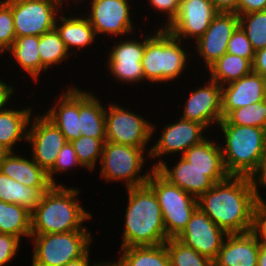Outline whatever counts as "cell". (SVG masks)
Masks as SVG:
<instances>
[{
  "instance_id": "obj_1",
  "label": "cell",
  "mask_w": 266,
  "mask_h": 266,
  "mask_svg": "<svg viewBox=\"0 0 266 266\" xmlns=\"http://www.w3.org/2000/svg\"><path fill=\"white\" fill-rule=\"evenodd\" d=\"M198 207L227 234L254 230L255 192L249 177L229 176L198 199Z\"/></svg>"
},
{
  "instance_id": "obj_6",
  "label": "cell",
  "mask_w": 266,
  "mask_h": 266,
  "mask_svg": "<svg viewBox=\"0 0 266 266\" xmlns=\"http://www.w3.org/2000/svg\"><path fill=\"white\" fill-rule=\"evenodd\" d=\"M34 242L32 266H64L84 256L92 237L87 227L55 234H31Z\"/></svg>"
},
{
  "instance_id": "obj_11",
  "label": "cell",
  "mask_w": 266,
  "mask_h": 266,
  "mask_svg": "<svg viewBox=\"0 0 266 266\" xmlns=\"http://www.w3.org/2000/svg\"><path fill=\"white\" fill-rule=\"evenodd\" d=\"M152 168L170 184L178 186L197 199L211 189L215 183L224 181L230 176L227 170H200L195 168L182 156L172 169L163 160L158 161Z\"/></svg>"
},
{
  "instance_id": "obj_49",
  "label": "cell",
  "mask_w": 266,
  "mask_h": 266,
  "mask_svg": "<svg viewBox=\"0 0 266 266\" xmlns=\"http://www.w3.org/2000/svg\"><path fill=\"white\" fill-rule=\"evenodd\" d=\"M90 251H88L84 256L74 259L72 261H69L66 265L64 266H90L89 261H90V256H89ZM98 263H95L93 266H96Z\"/></svg>"
},
{
  "instance_id": "obj_5",
  "label": "cell",
  "mask_w": 266,
  "mask_h": 266,
  "mask_svg": "<svg viewBox=\"0 0 266 266\" xmlns=\"http://www.w3.org/2000/svg\"><path fill=\"white\" fill-rule=\"evenodd\" d=\"M156 34L145 36V49L142 56L144 80L166 82L179 77L186 67L188 56L181 46L180 39L165 28Z\"/></svg>"
},
{
  "instance_id": "obj_51",
  "label": "cell",
  "mask_w": 266,
  "mask_h": 266,
  "mask_svg": "<svg viewBox=\"0 0 266 266\" xmlns=\"http://www.w3.org/2000/svg\"><path fill=\"white\" fill-rule=\"evenodd\" d=\"M8 153V151L6 149H4L1 145H0V166H1V162L3 160V157Z\"/></svg>"
},
{
  "instance_id": "obj_32",
  "label": "cell",
  "mask_w": 266,
  "mask_h": 266,
  "mask_svg": "<svg viewBox=\"0 0 266 266\" xmlns=\"http://www.w3.org/2000/svg\"><path fill=\"white\" fill-rule=\"evenodd\" d=\"M182 157L200 170H226L221 146L207 138L190 147Z\"/></svg>"
},
{
  "instance_id": "obj_9",
  "label": "cell",
  "mask_w": 266,
  "mask_h": 266,
  "mask_svg": "<svg viewBox=\"0 0 266 266\" xmlns=\"http://www.w3.org/2000/svg\"><path fill=\"white\" fill-rule=\"evenodd\" d=\"M4 1L11 7L16 38L32 35L39 37L55 29L59 8L64 4L63 0Z\"/></svg>"
},
{
  "instance_id": "obj_52",
  "label": "cell",
  "mask_w": 266,
  "mask_h": 266,
  "mask_svg": "<svg viewBox=\"0 0 266 266\" xmlns=\"http://www.w3.org/2000/svg\"><path fill=\"white\" fill-rule=\"evenodd\" d=\"M96 266H120L117 262H113V263H111V262H101V263H98Z\"/></svg>"
},
{
  "instance_id": "obj_35",
  "label": "cell",
  "mask_w": 266,
  "mask_h": 266,
  "mask_svg": "<svg viewBox=\"0 0 266 266\" xmlns=\"http://www.w3.org/2000/svg\"><path fill=\"white\" fill-rule=\"evenodd\" d=\"M238 16L239 25L245 31L254 51L266 48V10Z\"/></svg>"
},
{
  "instance_id": "obj_7",
  "label": "cell",
  "mask_w": 266,
  "mask_h": 266,
  "mask_svg": "<svg viewBox=\"0 0 266 266\" xmlns=\"http://www.w3.org/2000/svg\"><path fill=\"white\" fill-rule=\"evenodd\" d=\"M146 184L158 199L168 239L177 238L198 207L197 198L170 184L154 168Z\"/></svg>"
},
{
  "instance_id": "obj_16",
  "label": "cell",
  "mask_w": 266,
  "mask_h": 266,
  "mask_svg": "<svg viewBox=\"0 0 266 266\" xmlns=\"http://www.w3.org/2000/svg\"><path fill=\"white\" fill-rule=\"evenodd\" d=\"M91 12L87 17L95 34L126 35L133 24L128 0H92Z\"/></svg>"
},
{
  "instance_id": "obj_27",
  "label": "cell",
  "mask_w": 266,
  "mask_h": 266,
  "mask_svg": "<svg viewBox=\"0 0 266 266\" xmlns=\"http://www.w3.org/2000/svg\"><path fill=\"white\" fill-rule=\"evenodd\" d=\"M62 24L55 23V29L59 33L60 38L64 42L67 51L70 53V48L76 47L77 50L86 47L95 41L94 28L85 17H60Z\"/></svg>"
},
{
  "instance_id": "obj_38",
  "label": "cell",
  "mask_w": 266,
  "mask_h": 266,
  "mask_svg": "<svg viewBox=\"0 0 266 266\" xmlns=\"http://www.w3.org/2000/svg\"><path fill=\"white\" fill-rule=\"evenodd\" d=\"M16 40L14 20L11 7L0 1V54L3 55Z\"/></svg>"
},
{
  "instance_id": "obj_18",
  "label": "cell",
  "mask_w": 266,
  "mask_h": 266,
  "mask_svg": "<svg viewBox=\"0 0 266 266\" xmlns=\"http://www.w3.org/2000/svg\"><path fill=\"white\" fill-rule=\"evenodd\" d=\"M180 118L200 123L206 129L211 122H215L218 126L223 119L221 86L210 80L205 87L194 90L185 103L184 112Z\"/></svg>"
},
{
  "instance_id": "obj_48",
  "label": "cell",
  "mask_w": 266,
  "mask_h": 266,
  "mask_svg": "<svg viewBox=\"0 0 266 266\" xmlns=\"http://www.w3.org/2000/svg\"><path fill=\"white\" fill-rule=\"evenodd\" d=\"M14 91V87L2 82L0 80V111L4 109L3 106L7 105L8 100L12 97Z\"/></svg>"
},
{
  "instance_id": "obj_25",
  "label": "cell",
  "mask_w": 266,
  "mask_h": 266,
  "mask_svg": "<svg viewBox=\"0 0 266 266\" xmlns=\"http://www.w3.org/2000/svg\"><path fill=\"white\" fill-rule=\"evenodd\" d=\"M31 108L0 111V145L8 152H14L13 146L19 140H27V128L31 126ZM29 124V125H28Z\"/></svg>"
},
{
  "instance_id": "obj_8",
  "label": "cell",
  "mask_w": 266,
  "mask_h": 266,
  "mask_svg": "<svg viewBox=\"0 0 266 266\" xmlns=\"http://www.w3.org/2000/svg\"><path fill=\"white\" fill-rule=\"evenodd\" d=\"M145 148L106 141L101 157V177L107 182L125 181L126 188L146 185L152 171L139 175L145 163Z\"/></svg>"
},
{
  "instance_id": "obj_44",
  "label": "cell",
  "mask_w": 266,
  "mask_h": 266,
  "mask_svg": "<svg viewBox=\"0 0 266 266\" xmlns=\"http://www.w3.org/2000/svg\"><path fill=\"white\" fill-rule=\"evenodd\" d=\"M180 1L181 0H150V5L154 7V9L162 11L168 16V22L165 24V28L167 25H169L173 19L176 17L179 11L180 7Z\"/></svg>"
},
{
  "instance_id": "obj_31",
  "label": "cell",
  "mask_w": 266,
  "mask_h": 266,
  "mask_svg": "<svg viewBox=\"0 0 266 266\" xmlns=\"http://www.w3.org/2000/svg\"><path fill=\"white\" fill-rule=\"evenodd\" d=\"M39 37L24 36L16 38L7 50L15 57L20 67L37 81L41 72V60L38 51Z\"/></svg>"
},
{
  "instance_id": "obj_30",
  "label": "cell",
  "mask_w": 266,
  "mask_h": 266,
  "mask_svg": "<svg viewBox=\"0 0 266 266\" xmlns=\"http://www.w3.org/2000/svg\"><path fill=\"white\" fill-rule=\"evenodd\" d=\"M210 80L220 86L238 80L252 72V63L243 57L225 53L209 68Z\"/></svg>"
},
{
  "instance_id": "obj_20",
  "label": "cell",
  "mask_w": 266,
  "mask_h": 266,
  "mask_svg": "<svg viewBox=\"0 0 266 266\" xmlns=\"http://www.w3.org/2000/svg\"><path fill=\"white\" fill-rule=\"evenodd\" d=\"M143 40L141 42L137 40L118 42L111 53H108V67L113 77L124 83L144 80L141 61L145 49V38Z\"/></svg>"
},
{
  "instance_id": "obj_46",
  "label": "cell",
  "mask_w": 266,
  "mask_h": 266,
  "mask_svg": "<svg viewBox=\"0 0 266 266\" xmlns=\"http://www.w3.org/2000/svg\"><path fill=\"white\" fill-rule=\"evenodd\" d=\"M252 72L266 79V48L255 51Z\"/></svg>"
},
{
  "instance_id": "obj_39",
  "label": "cell",
  "mask_w": 266,
  "mask_h": 266,
  "mask_svg": "<svg viewBox=\"0 0 266 266\" xmlns=\"http://www.w3.org/2000/svg\"><path fill=\"white\" fill-rule=\"evenodd\" d=\"M227 53L246 58L253 63L255 51L240 25L228 41Z\"/></svg>"
},
{
  "instance_id": "obj_40",
  "label": "cell",
  "mask_w": 266,
  "mask_h": 266,
  "mask_svg": "<svg viewBox=\"0 0 266 266\" xmlns=\"http://www.w3.org/2000/svg\"><path fill=\"white\" fill-rule=\"evenodd\" d=\"M71 166H81V163L78 161L77 154L73 149L71 142H66L62 149L59 151L57 158L54 163V167L47 173L48 179L52 185H57L53 175L55 173H61L67 171Z\"/></svg>"
},
{
  "instance_id": "obj_45",
  "label": "cell",
  "mask_w": 266,
  "mask_h": 266,
  "mask_svg": "<svg viewBox=\"0 0 266 266\" xmlns=\"http://www.w3.org/2000/svg\"><path fill=\"white\" fill-rule=\"evenodd\" d=\"M266 10V0H238V15Z\"/></svg>"
},
{
  "instance_id": "obj_42",
  "label": "cell",
  "mask_w": 266,
  "mask_h": 266,
  "mask_svg": "<svg viewBox=\"0 0 266 266\" xmlns=\"http://www.w3.org/2000/svg\"><path fill=\"white\" fill-rule=\"evenodd\" d=\"M249 179L252 183L256 200L265 201L264 199H262L257 187L258 185H262L266 189V150L261 155L258 166L256 170L252 173V175L249 177Z\"/></svg>"
},
{
  "instance_id": "obj_12",
  "label": "cell",
  "mask_w": 266,
  "mask_h": 266,
  "mask_svg": "<svg viewBox=\"0 0 266 266\" xmlns=\"http://www.w3.org/2000/svg\"><path fill=\"white\" fill-rule=\"evenodd\" d=\"M227 235L197 207L177 239L214 261Z\"/></svg>"
},
{
  "instance_id": "obj_21",
  "label": "cell",
  "mask_w": 266,
  "mask_h": 266,
  "mask_svg": "<svg viewBox=\"0 0 266 266\" xmlns=\"http://www.w3.org/2000/svg\"><path fill=\"white\" fill-rule=\"evenodd\" d=\"M261 239L254 231L228 234L214 266H257Z\"/></svg>"
},
{
  "instance_id": "obj_14",
  "label": "cell",
  "mask_w": 266,
  "mask_h": 266,
  "mask_svg": "<svg viewBox=\"0 0 266 266\" xmlns=\"http://www.w3.org/2000/svg\"><path fill=\"white\" fill-rule=\"evenodd\" d=\"M217 13L211 0H181L178 14L165 29L180 40L195 37L197 41Z\"/></svg>"
},
{
  "instance_id": "obj_15",
  "label": "cell",
  "mask_w": 266,
  "mask_h": 266,
  "mask_svg": "<svg viewBox=\"0 0 266 266\" xmlns=\"http://www.w3.org/2000/svg\"><path fill=\"white\" fill-rule=\"evenodd\" d=\"M238 26L239 16L236 13L218 12L203 36L195 42L207 69L227 53L228 41Z\"/></svg>"
},
{
  "instance_id": "obj_17",
  "label": "cell",
  "mask_w": 266,
  "mask_h": 266,
  "mask_svg": "<svg viewBox=\"0 0 266 266\" xmlns=\"http://www.w3.org/2000/svg\"><path fill=\"white\" fill-rule=\"evenodd\" d=\"M205 129L200 123L180 118L177 122L165 126L158 142L150 148L148 156L159 158L169 153L183 154L206 139L202 136Z\"/></svg>"
},
{
  "instance_id": "obj_10",
  "label": "cell",
  "mask_w": 266,
  "mask_h": 266,
  "mask_svg": "<svg viewBox=\"0 0 266 266\" xmlns=\"http://www.w3.org/2000/svg\"><path fill=\"white\" fill-rule=\"evenodd\" d=\"M108 106L105 111L106 141L146 148L155 130L154 125L118 104Z\"/></svg>"
},
{
  "instance_id": "obj_33",
  "label": "cell",
  "mask_w": 266,
  "mask_h": 266,
  "mask_svg": "<svg viewBox=\"0 0 266 266\" xmlns=\"http://www.w3.org/2000/svg\"><path fill=\"white\" fill-rule=\"evenodd\" d=\"M38 51L42 72L47 71L50 66L62 63L70 56L56 29L39 36Z\"/></svg>"
},
{
  "instance_id": "obj_26",
  "label": "cell",
  "mask_w": 266,
  "mask_h": 266,
  "mask_svg": "<svg viewBox=\"0 0 266 266\" xmlns=\"http://www.w3.org/2000/svg\"><path fill=\"white\" fill-rule=\"evenodd\" d=\"M50 187H29L13 180L0 171V200L18 204L32 212Z\"/></svg>"
},
{
  "instance_id": "obj_3",
  "label": "cell",
  "mask_w": 266,
  "mask_h": 266,
  "mask_svg": "<svg viewBox=\"0 0 266 266\" xmlns=\"http://www.w3.org/2000/svg\"><path fill=\"white\" fill-rule=\"evenodd\" d=\"M78 189L52 185L31 212V234H55L82 230L92 215L77 200ZM77 200V201H76Z\"/></svg>"
},
{
  "instance_id": "obj_19",
  "label": "cell",
  "mask_w": 266,
  "mask_h": 266,
  "mask_svg": "<svg viewBox=\"0 0 266 266\" xmlns=\"http://www.w3.org/2000/svg\"><path fill=\"white\" fill-rule=\"evenodd\" d=\"M265 99L266 79L254 72L225 84L221 86L223 119L236 108H242Z\"/></svg>"
},
{
  "instance_id": "obj_22",
  "label": "cell",
  "mask_w": 266,
  "mask_h": 266,
  "mask_svg": "<svg viewBox=\"0 0 266 266\" xmlns=\"http://www.w3.org/2000/svg\"><path fill=\"white\" fill-rule=\"evenodd\" d=\"M57 103L44 115L59 128L67 142L78 139L81 136L78 88L67 89L64 94L60 95Z\"/></svg>"
},
{
  "instance_id": "obj_13",
  "label": "cell",
  "mask_w": 266,
  "mask_h": 266,
  "mask_svg": "<svg viewBox=\"0 0 266 266\" xmlns=\"http://www.w3.org/2000/svg\"><path fill=\"white\" fill-rule=\"evenodd\" d=\"M33 120L27 134V141L33 148L30 158L48 173L54 167L57 155L67 140L45 115L36 116Z\"/></svg>"
},
{
  "instance_id": "obj_4",
  "label": "cell",
  "mask_w": 266,
  "mask_h": 266,
  "mask_svg": "<svg viewBox=\"0 0 266 266\" xmlns=\"http://www.w3.org/2000/svg\"><path fill=\"white\" fill-rule=\"evenodd\" d=\"M225 138L221 146L225 168L230 176L250 177L266 150V129L219 122Z\"/></svg>"
},
{
  "instance_id": "obj_43",
  "label": "cell",
  "mask_w": 266,
  "mask_h": 266,
  "mask_svg": "<svg viewBox=\"0 0 266 266\" xmlns=\"http://www.w3.org/2000/svg\"><path fill=\"white\" fill-rule=\"evenodd\" d=\"M253 231L262 241H266V201H256Z\"/></svg>"
},
{
  "instance_id": "obj_29",
  "label": "cell",
  "mask_w": 266,
  "mask_h": 266,
  "mask_svg": "<svg viewBox=\"0 0 266 266\" xmlns=\"http://www.w3.org/2000/svg\"><path fill=\"white\" fill-rule=\"evenodd\" d=\"M0 233L16 236H31V212L18 204L0 200Z\"/></svg>"
},
{
  "instance_id": "obj_41",
  "label": "cell",
  "mask_w": 266,
  "mask_h": 266,
  "mask_svg": "<svg viewBox=\"0 0 266 266\" xmlns=\"http://www.w3.org/2000/svg\"><path fill=\"white\" fill-rule=\"evenodd\" d=\"M20 238L0 233V266L12 261L19 250Z\"/></svg>"
},
{
  "instance_id": "obj_47",
  "label": "cell",
  "mask_w": 266,
  "mask_h": 266,
  "mask_svg": "<svg viewBox=\"0 0 266 266\" xmlns=\"http://www.w3.org/2000/svg\"><path fill=\"white\" fill-rule=\"evenodd\" d=\"M218 12H234L238 15V0H211Z\"/></svg>"
},
{
  "instance_id": "obj_2",
  "label": "cell",
  "mask_w": 266,
  "mask_h": 266,
  "mask_svg": "<svg viewBox=\"0 0 266 266\" xmlns=\"http://www.w3.org/2000/svg\"><path fill=\"white\" fill-rule=\"evenodd\" d=\"M126 190L129 197L120 248L164 244L168 237L162 210L153 190L147 184Z\"/></svg>"
},
{
  "instance_id": "obj_37",
  "label": "cell",
  "mask_w": 266,
  "mask_h": 266,
  "mask_svg": "<svg viewBox=\"0 0 266 266\" xmlns=\"http://www.w3.org/2000/svg\"><path fill=\"white\" fill-rule=\"evenodd\" d=\"M105 142L106 139H95L81 135L78 139L71 141V144L77 154L78 161L83 167L91 171L96 166L97 159L101 160Z\"/></svg>"
},
{
  "instance_id": "obj_36",
  "label": "cell",
  "mask_w": 266,
  "mask_h": 266,
  "mask_svg": "<svg viewBox=\"0 0 266 266\" xmlns=\"http://www.w3.org/2000/svg\"><path fill=\"white\" fill-rule=\"evenodd\" d=\"M225 119L233 125L266 129V99L232 110Z\"/></svg>"
},
{
  "instance_id": "obj_24",
  "label": "cell",
  "mask_w": 266,
  "mask_h": 266,
  "mask_svg": "<svg viewBox=\"0 0 266 266\" xmlns=\"http://www.w3.org/2000/svg\"><path fill=\"white\" fill-rule=\"evenodd\" d=\"M105 108L93 93L79 89V121L82 136L106 139Z\"/></svg>"
},
{
  "instance_id": "obj_34",
  "label": "cell",
  "mask_w": 266,
  "mask_h": 266,
  "mask_svg": "<svg viewBox=\"0 0 266 266\" xmlns=\"http://www.w3.org/2000/svg\"><path fill=\"white\" fill-rule=\"evenodd\" d=\"M165 245L168 250L170 266H214L212 260L200 255L177 238H169Z\"/></svg>"
},
{
  "instance_id": "obj_23",
  "label": "cell",
  "mask_w": 266,
  "mask_h": 266,
  "mask_svg": "<svg viewBox=\"0 0 266 266\" xmlns=\"http://www.w3.org/2000/svg\"><path fill=\"white\" fill-rule=\"evenodd\" d=\"M0 171L29 187H51L47 173L33 160L8 152L1 162Z\"/></svg>"
},
{
  "instance_id": "obj_28",
  "label": "cell",
  "mask_w": 266,
  "mask_h": 266,
  "mask_svg": "<svg viewBox=\"0 0 266 266\" xmlns=\"http://www.w3.org/2000/svg\"><path fill=\"white\" fill-rule=\"evenodd\" d=\"M122 256L116 262L120 266H170L165 243L156 246L120 248Z\"/></svg>"
},
{
  "instance_id": "obj_50",
  "label": "cell",
  "mask_w": 266,
  "mask_h": 266,
  "mask_svg": "<svg viewBox=\"0 0 266 266\" xmlns=\"http://www.w3.org/2000/svg\"><path fill=\"white\" fill-rule=\"evenodd\" d=\"M257 266H266V241L261 240Z\"/></svg>"
}]
</instances>
